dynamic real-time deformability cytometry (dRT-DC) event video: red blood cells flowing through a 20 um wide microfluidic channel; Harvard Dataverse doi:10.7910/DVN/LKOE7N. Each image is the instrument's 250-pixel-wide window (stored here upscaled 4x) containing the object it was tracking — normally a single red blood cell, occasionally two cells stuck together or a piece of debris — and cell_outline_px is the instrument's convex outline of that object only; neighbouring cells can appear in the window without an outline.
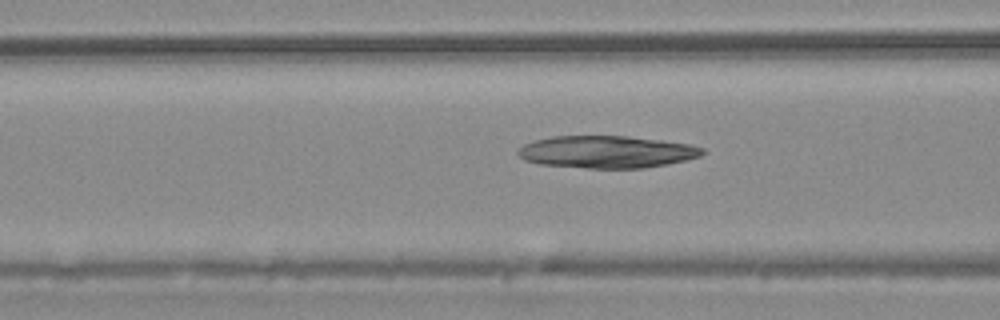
{"species": "common noctule bat (a hibernating species)", "species_latin": "Nyctalus noctula", "temperature_condition": "warm", "stored_images_in_passage": 31, "camera_frame_rate_fps": 3000, "um_per_image_px": 0.085, "animal": {"sex": "male", "body_mass_g": 20.4}, "frame": {"image": 1, "passage_image": 11, "time_ms": 3.333, "image_size_px": [1000, 320], "cell_outline_px": [[704, 152], [700, 156], [668, 164], [644, 168], [588, 168], [540, 164], [524, 160], [516, 152], [516, 148], [524, 144], [536, 140], [552, 136], [628, 136], [660, 140], [688, 144], [704, 148]], "centroid_in_image_um": [51.53, 12.91], "position_along_channel_um": 115.1, "area_um2": 34.62}}
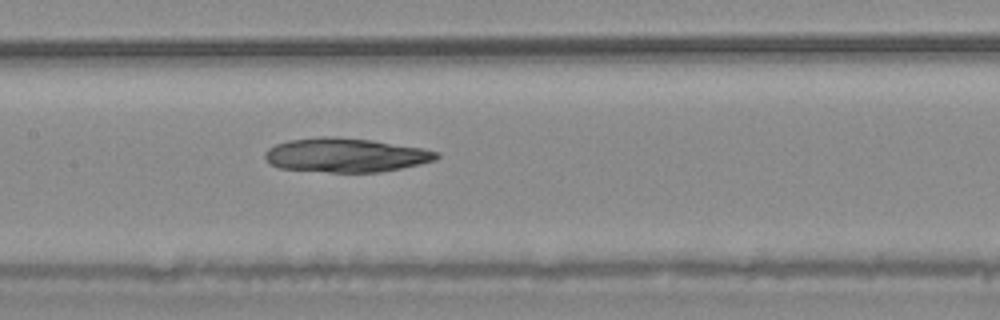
{"frame": {"image": 2, "passage_image": 16, "time_ms": 5.0, "image_size_px": [1000, 320], "cell_outline_px": [[440, 156], [436, 160], [420, 164], [380, 172], [328, 172], [280, 168], [264, 160], [264, 152], [268, 148], [276, 144], [288, 140], [320, 136], [336, 136], [372, 140], [424, 148], [440, 152]], "centroid_in_image_um": [29.39, 13.17], "position_along_channel_um": 178.0, "area_um2": 34.33}}
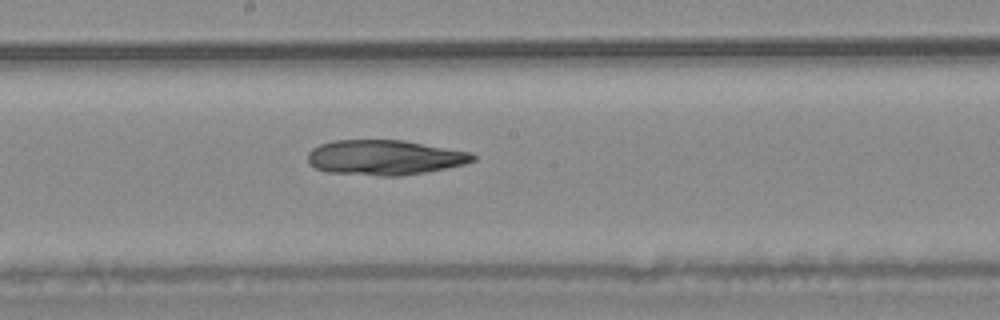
{"frame": {"image": 3, "passage_image": 19, "time_ms": 6.0, "image_size_px": [1000, 320], "cell_outline_px": [[476, 160], [464, 164], [424, 172], [400, 176], [376, 176], [328, 172], [316, 168], [308, 164], [308, 152], [312, 148], [320, 144], [332, 140], [404, 140], [472, 152], [476, 156]], "centroid_in_image_um": [32.68, 13.38], "position_along_channel_um": 215.5, "area_um2": 33.87}}